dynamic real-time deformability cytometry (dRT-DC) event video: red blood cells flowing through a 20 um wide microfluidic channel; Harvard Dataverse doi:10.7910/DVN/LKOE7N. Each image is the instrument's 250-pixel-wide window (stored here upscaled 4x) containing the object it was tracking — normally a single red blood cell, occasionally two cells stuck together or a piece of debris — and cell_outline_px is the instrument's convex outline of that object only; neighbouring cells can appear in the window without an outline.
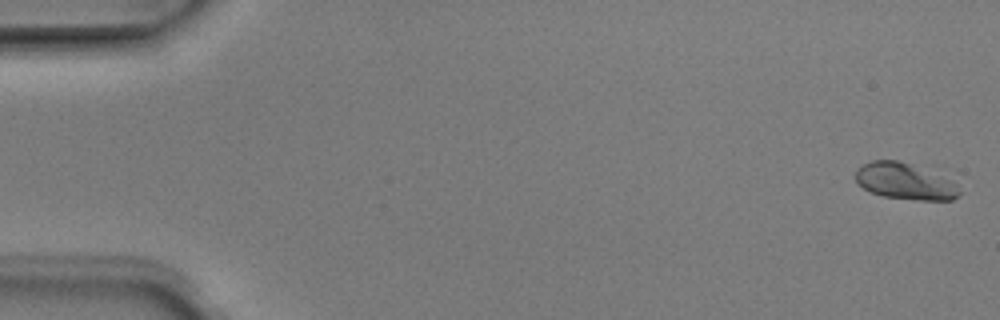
{"species": "Egyptian fruit bat (a non-hibernating species)", "species_latin": "Rousettus aegyptiacus", "temperature_condition": "room temperature", "stored_images_in_passage": 5, "camera_frame_rate_fps": 3000, "um_per_image_px": 0.085, "animal": {"sex": "male"}, "frame": {"image": 1, "passage_image": 1, "time_ms": 0.0, "image_size_px": [1000, 320], "cell_outline_px": [[960, 192], [952, 200], [916, 200], [884, 196], [872, 192], [856, 184], [856, 168], [872, 160], [896, 160], [908, 164], [948, 180]], "centroid_in_image_um": [76.8, 15.43], "position_along_channel_um": 8.2, "area_um2": 21.1}}